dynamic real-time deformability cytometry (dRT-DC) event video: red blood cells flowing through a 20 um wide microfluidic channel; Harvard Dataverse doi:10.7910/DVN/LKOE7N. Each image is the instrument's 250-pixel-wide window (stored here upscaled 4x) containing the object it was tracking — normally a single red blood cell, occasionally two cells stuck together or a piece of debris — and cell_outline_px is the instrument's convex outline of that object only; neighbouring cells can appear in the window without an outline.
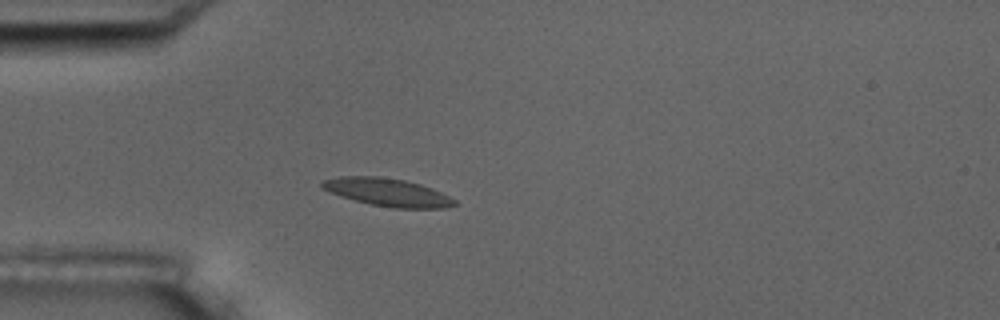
{"species": "common noctule bat (a hibernating species)", "species_latin": "Nyctalus noctula", "temperature_condition": "room temperature", "stored_images_in_passage": 5, "camera_frame_rate_fps": 3000, "um_per_image_px": 0.085, "animal": {"sex": "male", "body_mass_g": 17.5, "forearm_length_mm": 52.3}, "frame": {"image": 1, "passage_image": 5, "time_ms": 4.667, "image_size_px": [1000, 320], "cell_outline_px": [[460, 204], [448, 208], [392, 208], [372, 204], [340, 196], [320, 188], [320, 180], [336, 176], [376, 176], [404, 180], [420, 184], [432, 188], [456, 200]], "centroid_in_image_um": [32.92, 16.34], "position_along_channel_um": 52.1, "area_um2": 21.68}}